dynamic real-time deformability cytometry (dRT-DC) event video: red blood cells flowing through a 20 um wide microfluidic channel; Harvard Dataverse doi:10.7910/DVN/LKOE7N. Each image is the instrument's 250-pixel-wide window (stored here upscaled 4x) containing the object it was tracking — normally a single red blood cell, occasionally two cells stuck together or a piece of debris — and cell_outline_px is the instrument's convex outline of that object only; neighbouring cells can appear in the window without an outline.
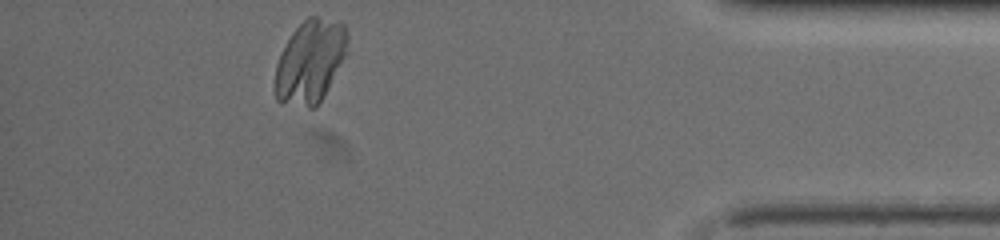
{"species": "common noctule bat (a hibernating species)", "species_latin": "Nyctalus noctula", "temperature_condition": "warm", "stored_images_in_passage": 49, "camera_frame_rate_fps": 3000, "um_per_image_px": 0.085, "animal": {"sex": "female", "body_mass_g": 19.5, "forearm_length_mm": 54.1}, "frame": {"image": 1, "passage_image": 43, "time_ms": 12.0, "image_size_px": [1000, 240], "cell_outline_px": [[348, 40], [344, 52], [316, 108], [308, 108], [280, 104], [276, 100], [276, 64], [292, 32], [308, 16], [316, 16], [344, 24], [348, 36]], "centroid_in_image_um": [26.31, 5.24], "position_along_channel_um": 408.9, "area_um2": 33.99}}